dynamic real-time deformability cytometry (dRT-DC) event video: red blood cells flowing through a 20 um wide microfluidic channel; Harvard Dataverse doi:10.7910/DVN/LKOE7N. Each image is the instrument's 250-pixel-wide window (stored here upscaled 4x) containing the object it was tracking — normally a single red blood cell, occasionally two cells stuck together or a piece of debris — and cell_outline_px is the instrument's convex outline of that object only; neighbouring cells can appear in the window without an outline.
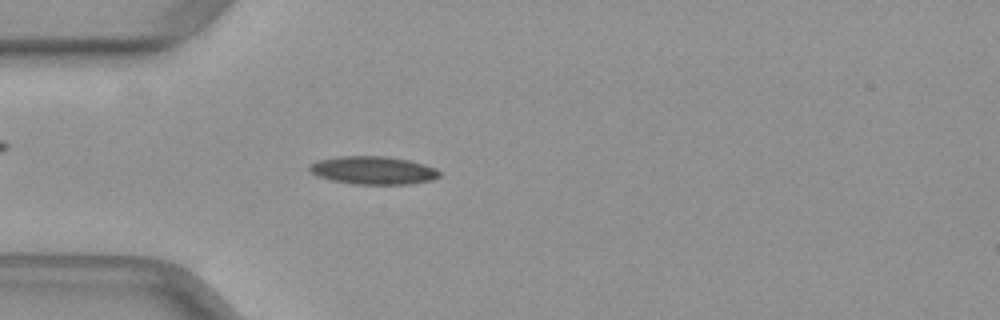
{"species": "common noctule bat (a hibernating species)", "species_latin": "Nyctalus noctula", "temperature_condition": "warm", "stored_images_in_passage": 42, "camera_frame_rate_fps": 3000, "um_per_image_px": 0.085, "animal": {"sex": "female", "body_mass_g": 29.2, "forearm_length_mm": 56.3}, "frame": {"image": 1, "passage_image": 7, "time_ms": 2.0, "image_size_px": [1000, 320], "cell_outline_px": [[440, 176], [432, 180], [408, 184], [352, 184], [332, 180], [316, 176], [308, 172], [308, 168], [312, 164], [320, 160], [340, 156], [388, 156], [408, 160], [424, 164], [436, 168], [440, 172]], "centroid_in_image_um": [31.72, 14.48], "position_along_channel_um": 53.3, "area_um2": 21.27}}